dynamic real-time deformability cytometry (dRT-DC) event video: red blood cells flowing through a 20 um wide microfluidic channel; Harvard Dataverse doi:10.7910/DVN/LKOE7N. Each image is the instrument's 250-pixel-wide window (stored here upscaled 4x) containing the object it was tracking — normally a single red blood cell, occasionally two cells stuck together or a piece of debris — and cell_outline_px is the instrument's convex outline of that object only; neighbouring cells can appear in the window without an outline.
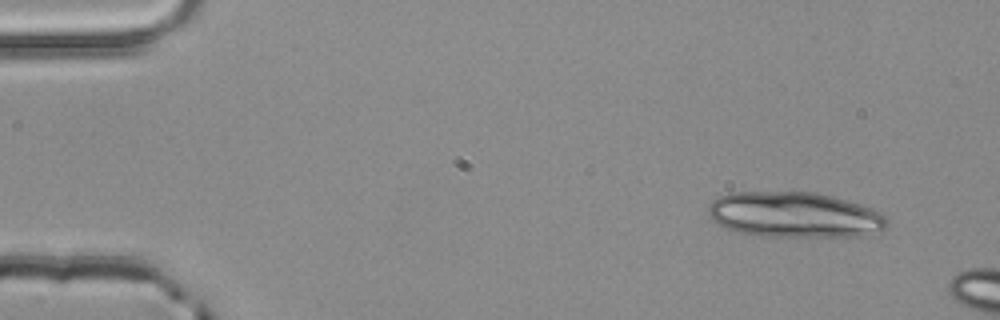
{"species": "common noctule bat (a hibernating species)", "species_latin": "Nyctalus noctula", "temperature_condition": "room temperature", "stored_images_in_passage": 2, "camera_frame_rate_fps": 3000, "um_per_image_px": 0.085, "animal": {"sex": "male", "body_mass_g": 20.4}, "frame": {"image": 1, "passage_image": 1, "time_ms": 0.0, "image_size_px": [1000, 320], "cell_outline_px": [[888, 228], [880, 232], [868, 236], [760, 236], [740, 232], [724, 228], [712, 220], [708, 216], [708, 204], [712, 200], [720, 196], [732, 192], [812, 192], [832, 196], [872, 208], [880, 212], [888, 220]], "centroid_in_image_um": [67.54, 18.27], "position_along_channel_um": 17.5, "area_um2": 47.74}}